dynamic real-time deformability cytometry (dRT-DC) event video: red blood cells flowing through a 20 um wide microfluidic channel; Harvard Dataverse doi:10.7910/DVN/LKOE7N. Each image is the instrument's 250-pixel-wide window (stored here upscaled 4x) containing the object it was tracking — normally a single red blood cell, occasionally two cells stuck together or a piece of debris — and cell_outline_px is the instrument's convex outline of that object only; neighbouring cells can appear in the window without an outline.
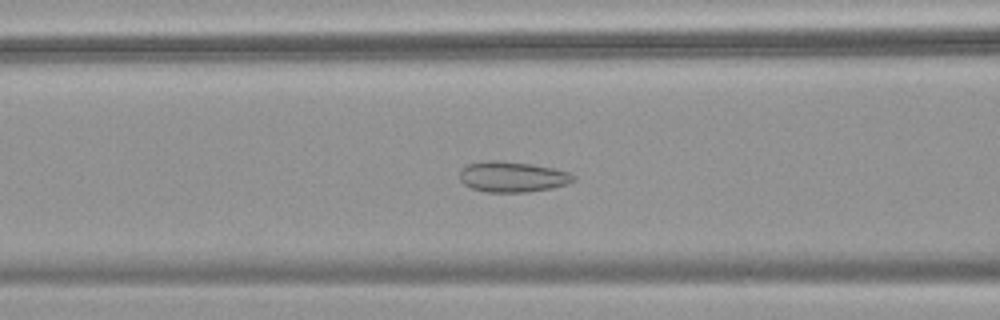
{"species": "common noctule bat (a hibernating species)", "species_latin": "Nyctalus noctula", "temperature_condition": "warm", "stored_images_in_passage": 55, "camera_frame_rate_fps": 3000, "um_per_image_px": 0.085, "animal": {"sex": "female", "body_mass_g": 18.4}, "frame": {"image": 1, "passage_image": 23, "time_ms": 7.333, "image_size_px": [1000, 320], "cell_outline_px": [[576, 180], [568, 184], [552, 188], [528, 192], [488, 192], [472, 188], [464, 184], [460, 180], [460, 168], [468, 164], [484, 160], [500, 160], [532, 164], [552, 168], [568, 172], [576, 176]], "centroid_in_image_um": [43.56, 15.02], "position_along_channel_um": 123.0, "area_um2": 20.46}}
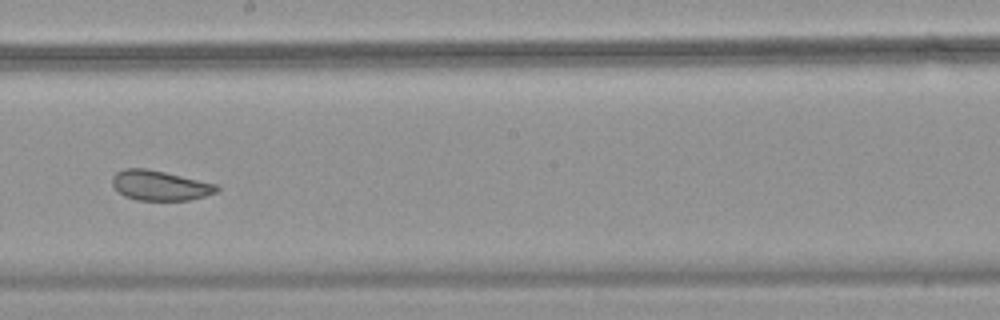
{"frame": {"image": 2, "passage_image": 32, "time_ms": 10.333, "image_size_px": [1000, 320], "cell_outline_px": [[220, 188], [216, 192], [192, 200], [136, 200], [124, 196], [112, 184], [112, 176], [116, 172], [124, 168], [148, 168], [216, 184]], "centroid_in_image_um": [13.57, 15.76], "position_along_channel_um": 234.6, "area_um2": 18.21}}
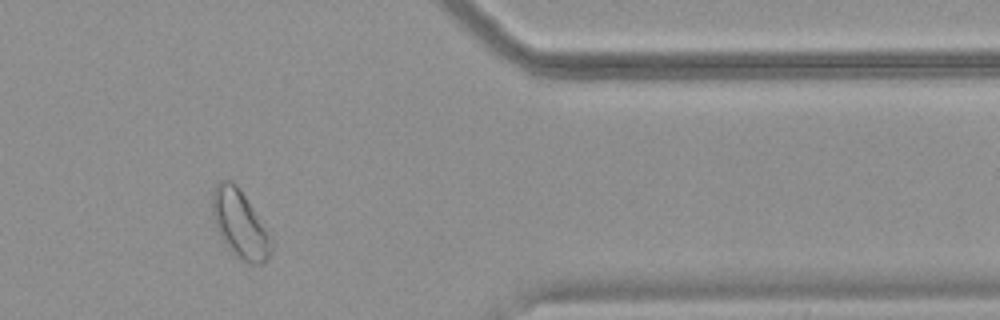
{"frame": {"image": 3, "passage_image": 46, "time_ms": 15.0, "image_size_px": [1000, 320], "cell_outline_px": [[272, 252], [268, 260], [264, 264], [248, 264], [240, 260], [228, 248], [216, 228], [212, 212], [212, 192], [216, 184], [220, 180], [232, 180], [240, 188], [264, 228], [272, 244]], "centroid_in_image_um": [20.36, 19.07], "position_along_channel_um": 391.0, "area_um2": 23.0}, "authors_computed_cell_mechanics": {"area_um2": 23.5246, "velocity_mm_per_s": 3.7331, "shape_relaxation_time_tau1_ms": null, "shape_relaxation_time_tau2_ms": 1.5847, "deformation_change_tau1": null, "deformation_change_tau2": 0.0562}}